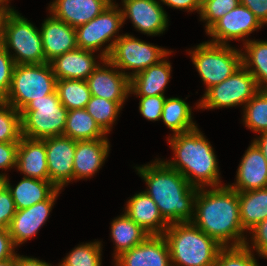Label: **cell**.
<instances>
[{"label":"cell","instance_id":"b9f144b4","mask_svg":"<svg viewBox=\"0 0 267 266\" xmlns=\"http://www.w3.org/2000/svg\"><path fill=\"white\" fill-rule=\"evenodd\" d=\"M19 142H0V169H8L16 166L17 148ZM6 177L5 174H0Z\"/></svg>","mask_w":267,"mask_h":266},{"label":"cell","instance_id":"ee69618b","mask_svg":"<svg viewBox=\"0 0 267 266\" xmlns=\"http://www.w3.org/2000/svg\"><path fill=\"white\" fill-rule=\"evenodd\" d=\"M240 4L251 10L262 25L267 23V0H240Z\"/></svg>","mask_w":267,"mask_h":266},{"label":"cell","instance_id":"30bf717a","mask_svg":"<svg viewBox=\"0 0 267 266\" xmlns=\"http://www.w3.org/2000/svg\"><path fill=\"white\" fill-rule=\"evenodd\" d=\"M258 91L255 78L242 65L223 82L207 89L197 108L215 109L246 104Z\"/></svg>","mask_w":267,"mask_h":266},{"label":"cell","instance_id":"60d3db41","mask_svg":"<svg viewBox=\"0 0 267 266\" xmlns=\"http://www.w3.org/2000/svg\"><path fill=\"white\" fill-rule=\"evenodd\" d=\"M16 211L11 192L5 187L0 192V229H8Z\"/></svg>","mask_w":267,"mask_h":266},{"label":"cell","instance_id":"d6a6232c","mask_svg":"<svg viewBox=\"0 0 267 266\" xmlns=\"http://www.w3.org/2000/svg\"><path fill=\"white\" fill-rule=\"evenodd\" d=\"M244 107L245 126L254 132L267 131V90H259Z\"/></svg>","mask_w":267,"mask_h":266},{"label":"cell","instance_id":"f546056e","mask_svg":"<svg viewBox=\"0 0 267 266\" xmlns=\"http://www.w3.org/2000/svg\"><path fill=\"white\" fill-rule=\"evenodd\" d=\"M244 44L247 54L242 53V65L255 78L258 89L267 90V41L246 40Z\"/></svg>","mask_w":267,"mask_h":266},{"label":"cell","instance_id":"5bb4252c","mask_svg":"<svg viewBox=\"0 0 267 266\" xmlns=\"http://www.w3.org/2000/svg\"><path fill=\"white\" fill-rule=\"evenodd\" d=\"M102 61L107 65V68H110H103V66L101 67L98 64L95 70L87 78L86 81L91 96L116 101L122 106L130 93V78L128 77V73H125V71H117V67L107 58Z\"/></svg>","mask_w":267,"mask_h":266},{"label":"cell","instance_id":"7dc6e473","mask_svg":"<svg viewBox=\"0 0 267 266\" xmlns=\"http://www.w3.org/2000/svg\"><path fill=\"white\" fill-rule=\"evenodd\" d=\"M12 10L7 5L0 3V48L5 47V25Z\"/></svg>","mask_w":267,"mask_h":266},{"label":"cell","instance_id":"74e56055","mask_svg":"<svg viewBox=\"0 0 267 266\" xmlns=\"http://www.w3.org/2000/svg\"><path fill=\"white\" fill-rule=\"evenodd\" d=\"M240 4V0H209L201 1L200 17L207 21L206 31L226 13Z\"/></svg>","mask_w":267,"mask_h":266},{"label":"cell","instance_id":"8fae6325","mask_svg":"<svg viewBox=\"0 0 267 266\" xmlns=\"http://www.w3.org/2000/svg\"><path fill=\"white\" fill-rule=\"evenodd\" d=\"M117 8L107 6L97 17L75 28L79 49L97 51L113 38L124 23L122 11Z\"/></svg>","mask_w":267,"mask_h":266},{"label":"cell","instance_id":"ac0fdd59","mask_svg":"<svg viewBox=\"0 0 267 266\" xmlns=\"http://www.w3.org/2000/svg\"><path fill=\"white\" fill-rule=\"evenodd\" d=\"M233 185L228 186L237 192L267 187V160L254 141L241 160L237 171L236 183Z\"/></svg>","mask_w":267,"mask_h":266},{"label":"cell","instance_id":"9a60e30c","mask_svg":"<svg viewBox=\"0 0 267 266\" xmlns=\"http://www.w3.org/2000/svg\"><path fill=\"white\" fill-rule=\"evenodd\" d=\"M60 190L57 189L47 200L16 211L8 227L14 246L22 244L36 235L39 228L48 219Z\"/></svg>","mask_w":267,"mask_h":266},{"label":"cell","instance_id":"7bdbcfd3","mask_svg":"<svg viewBox=\"0 0 267 266\" xmlns=\"http://www.w3.org/2000/svg\"><path fill=\"white\" fill-rule=\"evenodd\" d=\"M250 232L253 234V247L257 250L260 256L267 258V219L256 224Z\"/></svg>","mask_w":267,"mask_h":266},{"label":"cell","instance_id":"c3c4849f","mask_svg":"<svg viewBox=\"0 0 267 266\" xmlns=\"http://www.w3.org/2000/svg\"><path fill=\"white\" fill-rule=\"evenodd\" d=\"M16 266H52L46 262L40 261L36 258L18 256L16 254Z\"/></svg>","mask_w":267,"mask_h":266},{"label":"cell","instance_id":"83f0119b","mask_svg":"<svg viewBox=\"0 0 267 266\" xmlns=\"http://www.w3.org/2000/svg\"><path fill=\"white\" fill-rule=\"evenodd\" d=\"M106 134L85 108L68 111L63 136L80 141L107 138Z\"/></svg>","mask_w":267,"mask_h":266},{"label":"cell","instance_id":"836d02e7","mask_svg":"<svg viewBox=\"0 0 267 266\" xmlns=\"http://www.w3.org/2000/svg\"><path fill=\"white\" fill-rule=\"evenodd\" d=\"M121 107L122 106L116 101L91 96L85 109L99 126L108 133L111 129V125L116 121Z\"/></svg>","mask_w":267,"mask_h":266},{"label":"cell","instance_id":"d4e9b609","mask_svg":"<svg viewBox=\"0 0 267 266\" xmlns=\"http://www.w3.org/2000/svg\"><path fill=\"white\" fill-rule=\"evenodd\" d=\"M171 72V65L165 59L139 72L130 79V93L137 96L164 95Z\"/></svg>","mask_w":267,"mask_h":266},{"label":"cell","instance_id":"8992f818","mask_svg":"<svg viewBox=\"0 0 267 266\" xmlns=\"http://www.w3.org/2000/svg\"><path fill=\"white\" fill-rule=\"evenodd\" d=\"M21 133L29 139L62 136L68 110L57 92L32 100L21 112Z\"/></svg>","mask_w":267,"mask_h":266},{"label":"cell","instance_id":"4316f807","mask_svg":"<svg viewBox=\"0 0 267 266\" xmlns=\"http://www.w3.org/2000/svg\"><path fill=\"white\" fill-rule=\"evenodd\" d=\"M240 220L244 230H251L267 219V187L238 192Z\"/></svg>","mask_w":267,"mask_h":266},{"label":"cell","instance_id":"f5cc1de1","mask_svg":"<svg viewBox=\"0 0 267 266\" xmlns=\"http://www.w3.org/2000/svg\"><path fill=\"white\" fill-rule=\"evenodd\" d=\"M107 6H116L112 1L113 0H102Z\"/></svg>","mask_w":267,"mask_h":266},{"label":"cell","instance_id":"5b68a950","mask_svg":"<svg viewBox=\"0 0 267 266\" xmlns=\"http://www.w3.org/2000/svg\"><path fill=\"white\" fill-rule=\"evenodd\" d=\"M56 83L50 63L17 64L10 89L2 101L21 112L32 100L54 93Z\"/></svg>","mask_w":267,"mask_h":266},{"label":"cell","instance_id":"ba28073f","mask_svg":"<svg viewBox=\"0 0 267 266\" xmlns=\"http://www.w3.org/2000/svg\"><path fill=\"white\" fill-rule=\"evenodd\" d=\"M190 53L193 64L207 86L206 90L223 82L242 66V52L231 48L229 44L208 41L197 45Z\"/></svg>","mask_w":267,"mask_h":266},{"label":"cell","instance_id":"7c38bea8","mask_svg":"<svg viewBox=\"0 0 267 266\" xmlns=\"http://www.w3.org/2000/svg\"><path fill=\"white\" fill-rule=\"evenodd\" d=\"M46 147L49 181L57 188L73 180V162L76 140L66 136L42 139Z\"/></svg>","mask_w":267,"mask_h":266},{"label":"cell","instance_id":"1f68e13d","mask_svg":"<svg viewBox=\"0 0 267 266\" xmlns=\"http://www.w3.org/2000/svg\"><path fill=\"white\" fill-rule=\"evenodd\" d=\"M56 92L61 104L69 111L84 109L91 98L87 81L77 79L57 80Z\"/></svg>","mask_w":267,"mask_h":266},{"label":"cell","instance_id":"d6986e66","mask_svg":"<svg viewBox=\"0 0 267 266\" xmlns=\"http://www.w3.org/2000/svg\"><path fill=\"white\" fill-rule=\"evenodd\" d=\"M40 32L47 63L57 56L78 48L75 28L53 15L44 21Z\"/></svg>","mask_w":267,"mask_h":266},{"label":"cell","instance_id":"44dd1931","mask_svg":"<svg viewBox=\"0 0 267 266\" xmlns=\"http://www.w3.org/2000/svg\"><path fill=\"white\" fill-rule=\"evenodd\" d=\"M109 146L107 138L76 141L73 180L95 174L107 158Z\"/></svg>","mask_w":267,"mask_h":266},{"label":"cell","instance_id":"8d00e7d4","mask_svg":"<svg viewBox=\"0 0 267 266\" xmlns=\"http://www.w3.org/2000/svg\"><path fill=\"white\" fill-rule=\"evenodd\" d=\"M246 241L242 246L222 247L213 266H258Z\"/></svg>","mask_w":267,"mask_h":266},{"label":"cell","instance_id":"ab89813d","mask_svg":"<svg viewBox=\"0 0 267 266\" xmlns=\"http://www.w3.org/2000/svg\"><path fill=\"white\" fill-rule=\"evenodd\" d=\"M141 98L139 102L140 113L144 118L150 121H158L161 119L163 105L166 100L164 95L155 96H139Z\"/></svg>","mask_w":267,"mask_h":266},{"label":"cell","instance_id":"816d5d0a","mask_svg":"<svg viewBox=\"0 0 267 266\" xmlns=\"http://www.w3.org/2000/svg\"><path fill=\"white\" fill-rule=\"evenodd\" d=\"M6 187L5 178L0 176V192Z\"/></svg>","mask_w":267,"mask_h":266},{"label":"cell","instance_id":"bcb514c9","mask_svg":"<svg viewBox=\"0 0 267 266\" xmlns=\"http://www.w3.org/2000/svg\"><path fill=\"white\" fill-rule=\"evenodd\" d=\"M164 4L176 9H186L188 11L201 10L200 0H161Z\"/></svg>","mask_w":267,"mask_h":266},{"label":"cell","instance_id":"277c9868","mask_svg":"<svg viewBox=\"0 0 267 266\" xmlns=\"http://www.w3.org/2000/svg\"><path fill=\"white\" fill-rule=\"evenodd\" d=\"M163 236L172 266H213L223 247L192 222L171 223Z\"/></svg>","mask_w":267,"mask_h":266},{"label":"cell","instance_id":"52a82bcc","mask_svg":"<svg viewBox=\"0 0 267 266\" xmlns=\"http://www.w3.org/2000/svg\"><path fill=\"white\" fill-rule=\"evenodd\" d=\"M115 37L102 50L100 58L101 60L107 58L121 72L123 69L134 70L133 73L128 74L130 79L148 67L159 63L169 53L171 54V51L148 44L129 34Z\"/></svg>","mask_w":267,"mask_h":266},{"label":"cell","instance_id":"e0dca14e","mask_svg":"<svg viewBox=\"0 0 267 266\" xmlns=\"http://www.w3.org/2000/svg\"><path fill=\"white\" fill-rule=\"evenodd\" d=\"M115 261L116 266H172L169 246L163 235H149Z\"/></svg>","mask_w":267,"mask_h":266},{"label":"cell","instance_id":"e575fe53","mask_svg":"<svg viewBox=\"0 0 267 266\" xmlns=\"http://www.w3.org/2000/svg\"><path fill=\"white\" fill-rule=\"evenodd\" d=\"M21 137L20 112L0 100V142H19Z\"/></svg>","mask_w":267,"mask_h":266},{"label":"cell","instance_id":"ffe728a7","mask_svg":"<svg viewBox=\"0 0 267 266\" xmlns=\"http://www.w3.org/2000/svg\"><path fill=\"white\" fill-rule=\"evenodd\" d=\"M125 214L149 235H163L170 225L146 192L135 194L127 202Z\"/></svg>","mask_w":267,"mask_h":266},{"label":"cell","instance_id":"3957f363","mask_svg":"<svg viewBox=\"0 0 267 266\" xmlns=\"http://www.w3.org/2000/svg\"><path fill=\"white\" fill-rule=\"evenodd\" d=\"M168 141L175 154L172 161L165 162L170 168L180 172L197 188H204L205 185L211 188L221 186L216 155L210 142L197 127L174 134Z\"/></svg>","mask_w":267,"mask_h":266},{"label":"cell","instance_id":"cb8c5ba5","mask_svg":"<svg viewBox=\"0 0 267 266\" xmlns=\"http://www.w3.org/2000/svg\"><path fill=\"white\" fill-rule=\"evenodd\" d=\"M106 7L102 0H55L49 10L55 18L77 28L97 17Z\"/></svg>","mask_w":267,"mask_h":266},{"label":"cell","instance_id":"603a6c76","mask_svg":"<svg viewBox=\"0 0 267 266\" xmlns=\"http://www.w3.org/2000/svg\"><path fill=\"white\" fill-rule=\"evenodd\" d=\"M94 51L75 49L50 61L53 73L57 80L77 79L87 80L98 66L93 56Z\"/></svg>","mask_w":267,"mask_h":266},{"label":"cell","instance_id":"9c48e42d","mask_svg":"<svg viewBox=\"0 0 267 266\" xmlns=\"http://www.w3.org/2000/svg\"><path fill=\"white\" fill-rule=\"evenodd\" d=\"M9 48L17 54L12 57L15 65L47 63L41 32L14 10L5 25V49L11 53Z\"/></svg>","mask_w":267,"mask_h":266},{"label":"cell","instance_id":"4dcf8cb0","mask_svg":"<svg viewBox=\"0 0 267 266\" xmlns=\"http://www.w3.org/2000/svg\"><path fill=\"white\" fill-rule=\"evenodd\" d=\"M190 106L179 98H166L161 119L174 134L184 133L195 129L192 121Z\"/></svg>","mask_w":267,"mask_h":266},{"label":"cell","instance_id":"f907efd6","mask_svg":"<svg viewBox=\"0 0 267 266\" xmlns=\"http://www.w3.org/2000/svg\"><path fill=\"white\" fill-rule=\"evenodd\" d=\"M0 266H16V255L12 258L0 261Z\"/></svg>","mask_w":267,"mask_h":266},{"label":"cell","instance_id":"681fc988","mask_svg":"<svg viewBox=\"0 0 267 266\" xmlns=\"http://www.w3.org/2000/svg\"><path fill=\"white\" fill-rule=\"evenodd\" d=\"M261 138L253 140L257 146L261 149L265 159L267 160V131L260 133Z\"/></svg>","mask_w":267,"mask_h":266},{"label":"cell","instance_id":"6da1fadb","mask_svg":"<svg viewBox=\"0 0 267 266\" xmlns=\"http://www.w3.org/2000/svg\"><path fill=\"white\" fill-rule=\"evenodd\" d=\"M192 223L221 246H242L246 242L240 220L238 192L229 186L198 188Z\"/></svg>","mask_w":267,"mask_h":266},{"label":"cell","instance_id":"d590c367","mask_svg":"<svg viewBox=\"0 0 267 266\" xmlns=\"http://www.w3.org/2000/svg\"><path fill=\"white\" fill-rule=\"evenodd\" d=\"M101 242L82 244L74 248L59 266H101Z\"/></svg>","mask_w":267,"mask_h":266},{"label":"cell","instance_id":"7402d4cb","mask_svg":"<svg viewBox=\"0 0 267 266\" xmlns=\"http://www.w3.org/2000/svg\"><path fill=\"white\" fill-rule=\"evenodd\" d=\"M16 167L25 177L49 180L45 142L22 136L17 148Z\"/></svg>","mask_w":267,"mask_h":266},{"label":"cell","instance_id":"2e32d148","mask_svg":"<svg viewBox=\"0 0 267 266\" xmlns=\"http://www.w3.org/2000/svg\"><path fill=\"white\" fill-rule=\"evenodd\" d=\"M123 21L130 18L134 27L144 34L163 33L168 25L167 14L156 0H123Z\"/></svg>","mask_w":267,"mask_h":266},{"label":"cell","instance_id":"484cf974","mask_svg":"<svg viewBox=\"0 0 267 266\" xmlns=\"http://www.w3.org/2000/svg\"><path fill=\"white\" fill-rule=\"evenodd\" d=\"M6 187L11 192L16 209L21 210L47 200L57 188L49 180L30 177L23 179L13 188L5 177Z\"/></svg>","mask_w":267,"mask_h":266},{"label":"cell","instance_id":"4fadbf2b","mask_svg":"<svg viewBox=\"0 0 267 266\" xmlns=\"http://www.w3.org/2000/svg\"><path fill=\"white\" fill-rule=\"evenodd\" d=\"M261 26L253 12L239 4L218 19L206 33L213 38L211 43L226 45L228 40L243 39Z\"/></svg>","mask_w":267,"mask_h":266},{"label":"cell","instance_id":"f6af8a7d","mask_svg":"<svg viewBox=\"0 0 267 266\" xmlns=\"http://www.w3.org/2000/svg\"><path fill=\"white\" fill-rule=\"evenodd\" d=\"M14 248L8 229H0V261L14 257Z\"/></svg>","mask_w":267,"mask_h":266},{"label":"cell","instance_id":"db71d44e","mask_svg":"<svg viewBox=\"0 0 267 266\" xmlns=\"http://www.w3.org/2000/svg\"><path fill=\"white\" fill-rule=\"evenodd\" d=\"M8 0H0V3L3 4L5 2V5L7 3Z\"/></svg>","mask_w":267,"mask_h":266},{"label":"cell","instance_id":"f35d334b","mask_svg":"<svg viewBox=\"0 0 267 266\" xmlns=\"http://www.w3.org/2000/svg\"><path fill=\"white\" fill-rule=\"evenodd\" d=\"M5 47L0 48V100H3L11 85L12 73L15 63Z\"/></svg>","mask_w":267,"mask_h":266},{"label":"cell","instance_id":"7a4b0ae2","mask_svg":"<svg viewBox=\"0 0 267 266\" xmlns=\"http://www.w3.org/2000/svg\"><path fill=\"white\" fill-rule=\"evenodd\" d=\"M148 185L146 192L156 203L162 217L169 223L191 222L198 188L192 186L177 170L164 161L136 167Z\"/></svg>","mask_w":267,"mask_h":266},{"label":"cell","instance_id":"f1b7e54d","mask_svg":"<svg viewBox=\"0 0 267 266\" xmlns=\"http://www.w3.org/2000/svg\"><path fill=\"white\" fill-rule=\"evenodd\" d=\"M111 238L115 241L114 258L142 243L149 234L125 213L111 223Z\"/></svg>","mask_w":267,"mask_h":266}]
</instances>
